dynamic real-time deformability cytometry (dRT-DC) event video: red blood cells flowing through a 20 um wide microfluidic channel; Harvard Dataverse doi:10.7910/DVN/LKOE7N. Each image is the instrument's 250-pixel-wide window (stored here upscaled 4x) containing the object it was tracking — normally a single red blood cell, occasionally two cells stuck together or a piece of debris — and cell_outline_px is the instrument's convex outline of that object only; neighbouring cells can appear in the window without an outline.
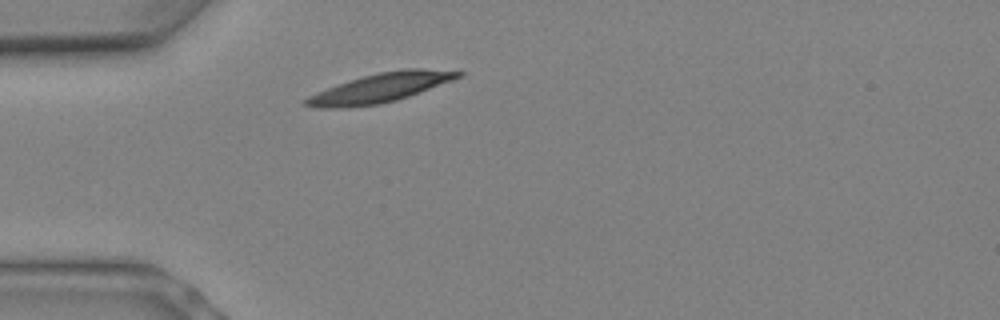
{"species": "Egyptian fruit bat (a non-hibernating species)", "species_latin": "Rousettus aegyptiacus", "temperature_condition": "warm", "stored_images_in_passage": 3, "camera_frame_rate_fps": 3000, "um_per_image_px": 0.085, "animal": {"sex": "female"}, "frame": {"image": 1, "passage_image": 1, "time_ms": 0.0, "image_size_px": [1000, 320], "cell_outline_px": [[464, 76], [408, 96], [396, 100], [380, 104], [336, 108], [316, 108], [300, 104], [308, 96], [316, 92], [348, 80], [380, 72], [404, 68], [420, 68], [464, 72]], "centroid_in_image_um": [32.29, 7.46], "position_along_channel_um": 52.7, "area_um2": 25.72}}
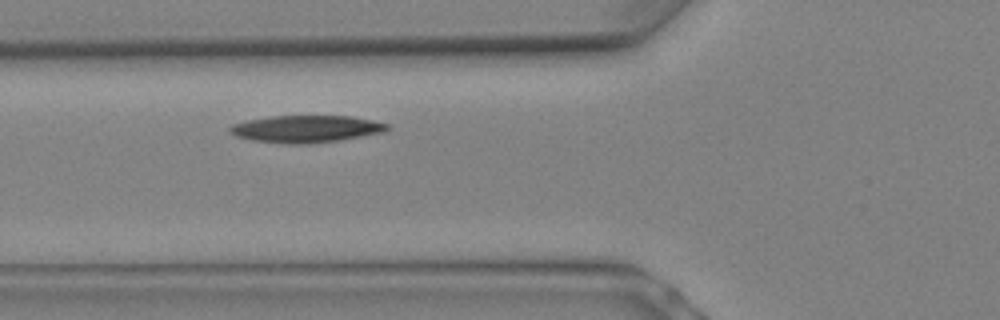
{"frame": {"image": 2, "passage_image": 3, "time_ms": 0.667, "image_size_px": [1000, 320], "cell_outline_px": [[392, 128], [384, 132], [340, 140], [308, 144], [292, 144], [252, 140], [236, 136], [228, 132], [228, 128], [232, 124], [248, 120], [268, 116], [352, 116], [372, 120], [388, 124]], "centroid_in_image_um": [26.02, 10.95], "position_along_channel_um": 99.8, "area_um2": 24.97}}